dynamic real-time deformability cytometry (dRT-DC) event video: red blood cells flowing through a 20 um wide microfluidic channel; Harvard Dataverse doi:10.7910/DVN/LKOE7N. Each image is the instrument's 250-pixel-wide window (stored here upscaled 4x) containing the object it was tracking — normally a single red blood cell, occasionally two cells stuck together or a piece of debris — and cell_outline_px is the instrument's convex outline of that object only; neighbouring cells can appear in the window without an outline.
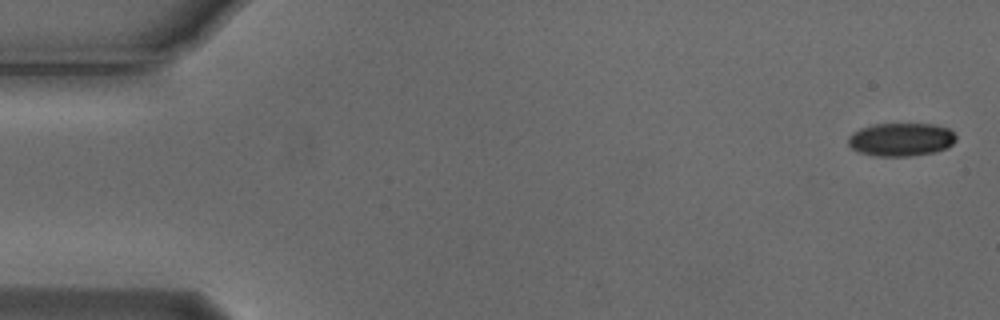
{"species": "Egyptian fruit bat (a non-hibernating species)", "species_latin": "Rousettus aegyptiacus", "temperature_condition": "cold", "stored_images_in_passage": 4, "camera_frame_rate_fps": 3000, "um_per_image_px": 0.085, "animal": {"sex": "male"}, "frame": {"image": 1, "passage_image": 1, "time_ms": 0.0, "image_size_px": [1000, 320], "cell_outline_px": [[956, 140], [948, 148], [936, 152], [908, 156], [876, 156], [860, 152], [852, 148], [848, 144], [848, 136], [852, 132], [860, 128], [876, 124], [932, 124], [948, 128], [956, 136]], "centroid_in_image_um": [76.59, 11.86], "position_along_channel_um": 8.4, "area_um2": 20.92}}
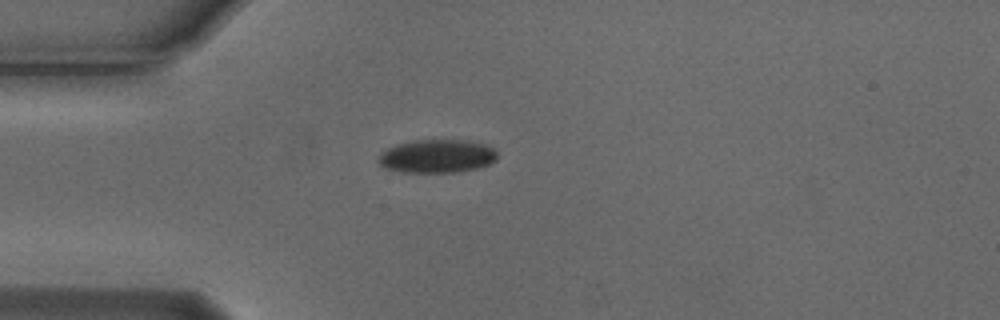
{"frame": {"image": 2, "passage_image": 4, "time_ms": 1.0, "image_size_px": [1000, 320], "cell_outline_px": [[496, 160], [488, 164], [476, 168], [456, 172], [400, 172], [384, 168], [376, 160], [380, 152], [396, 144], [412, 140], [464, 140], [484, 144], [492, 148], [496, 152]], "centroid_in_image_um": [37.08, 13.27], "position_along_channel_um": 47.9, "area_um2": 23.12}}